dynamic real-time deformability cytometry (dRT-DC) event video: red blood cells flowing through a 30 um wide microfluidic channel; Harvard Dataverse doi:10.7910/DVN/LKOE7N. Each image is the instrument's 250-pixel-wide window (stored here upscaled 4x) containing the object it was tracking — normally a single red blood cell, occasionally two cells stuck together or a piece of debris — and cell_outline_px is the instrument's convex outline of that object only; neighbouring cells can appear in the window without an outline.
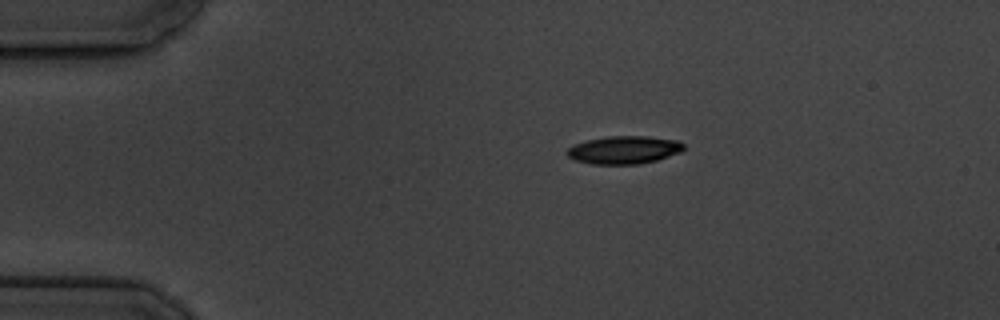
{"species": "common noctule bat (a hibernating species)", "species_latin": "Nyctalus noctula", "temperature_condition": "cold", "stored_images_in_passage": 4, "camera_frame_rate_fps": 3000, "um_per_image_px": 0.085, "animal": {"sex": "male", "body_mass_g": 19.5, "forearm_length_mm": 54.6}, "frame": {"image": 1, "passage_image": 1, "time_ms": 0.0, "image_size_px": [1000, 320], "cell_outline_px": [[688, 148], [680, 152], [656, 160], [640, 164], [592, 164], [576, 160], [568, 156], [564, 152], [572, 144], [588, 140], [608, 136], [648, 136], [680, 140]], "centroid_in_image_um": [53.07, 12.73], "position_along_channel_um": 31.9, "area_um2": 19.19}}
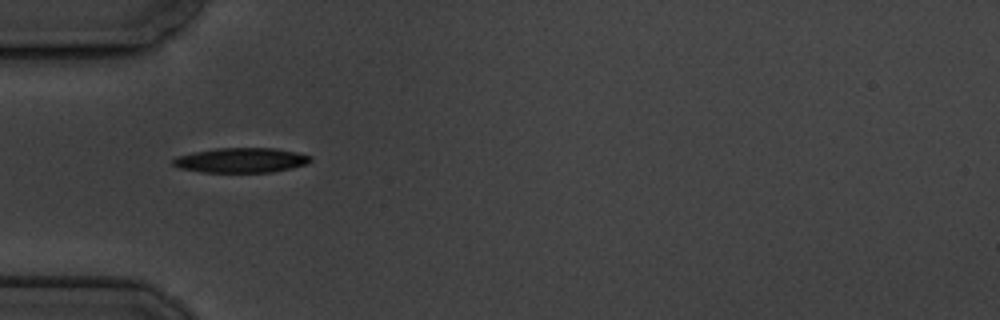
{"frame": {"image": 2, "passage_image": 3, "time_ms": 2.333, "image_size_px": [1000, 320], "cell_outline_px": [[312, 160], [304, 164], [292, 168], [272, 172], [200, 172], [180, 168], [172, 164], [172, 160], [176, 156], [192, 152], [216, 148], [276, 148], [296, 152], [312, 156]], "centroid_in_image_um": [20.47, 13.61], "position_along_channel_um": 64.5, "area_um2": 19.94}}